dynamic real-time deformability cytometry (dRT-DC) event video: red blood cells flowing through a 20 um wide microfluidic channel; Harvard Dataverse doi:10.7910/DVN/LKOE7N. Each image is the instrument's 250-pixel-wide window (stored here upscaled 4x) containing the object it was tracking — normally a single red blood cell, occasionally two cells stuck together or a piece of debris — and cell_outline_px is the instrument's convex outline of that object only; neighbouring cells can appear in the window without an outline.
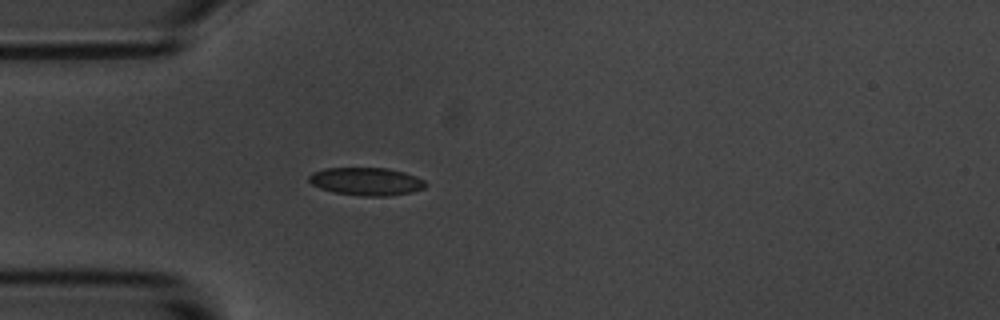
{"species": "common noctule bat (a hibernating species)", "species_latin": "Nyctalus noctula", "temperature_condition": "room temperature", "stored_images_in_passage": 4, "camera_frame_rate_fps": 3000, "um_per_image_px": 0.085, "animal": {"sex": "male", "body_mass_g": 20.1, "forearm_length_mm": 53.5}, "frame": {"image": 1, "passage_image": 4, "time_ms": 3.333, "image_size_px": [1000, 320], "cell_outline_px": [[428, 184], [424, 188], [412, 192], [388, 196], [360, 196], [336, 192], [320, 188], [312, 184], [308, 180], [308, 176], [312, 172], [324, 168], [388, 168], [404, 172], [416, 176], [424, 180]], "centroid_in_image_um": [31.15, 15.42], "position_along_channel_um": 53.9, "area_um2": 19.02}}